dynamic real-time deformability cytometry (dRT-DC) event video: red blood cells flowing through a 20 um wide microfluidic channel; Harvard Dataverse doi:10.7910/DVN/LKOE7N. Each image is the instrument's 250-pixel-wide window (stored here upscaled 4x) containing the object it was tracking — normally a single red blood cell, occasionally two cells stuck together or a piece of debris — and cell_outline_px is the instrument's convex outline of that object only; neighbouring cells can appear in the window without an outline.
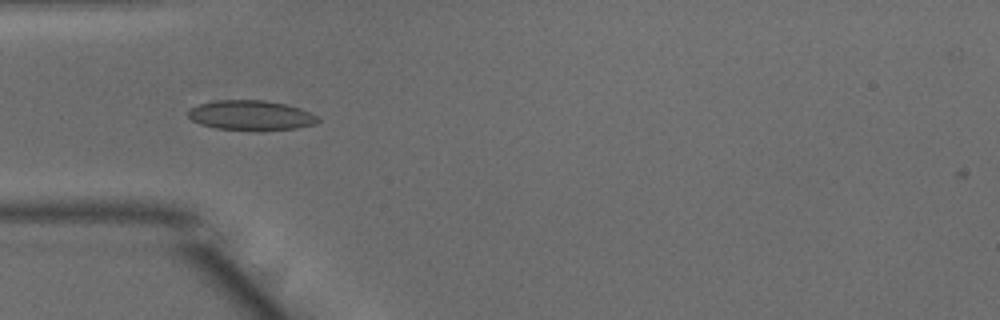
{"species": "common noctule bat (a hibernating species)", "species_latin": "Nyctalus noctula", "temperature_condition": "warm", "stored_images_in_passage": 36, "camera_frame_rate_fps": 3000, "um_per_image_px": 0.085, "animal": {"sex": "male", "body_mass_g": 15.6}, "frame": {"image": 1, "passage_image": 1, "time_ms": 0.0, "image_size_px": [1000, 320], "cell_outline_px": [[320, 120], [316, 124], [296, 128], [216, 128], [200, 124], [192, 120], [188, 116], [188, 108], [200, 104], [216, 100], [264, 100], [284, 104], [300, 108], [316, 116]], "centroid_in_image_um": [21.29, 9.76], "position_along_channel_um": 63.7, "area_um2": 21.73}}
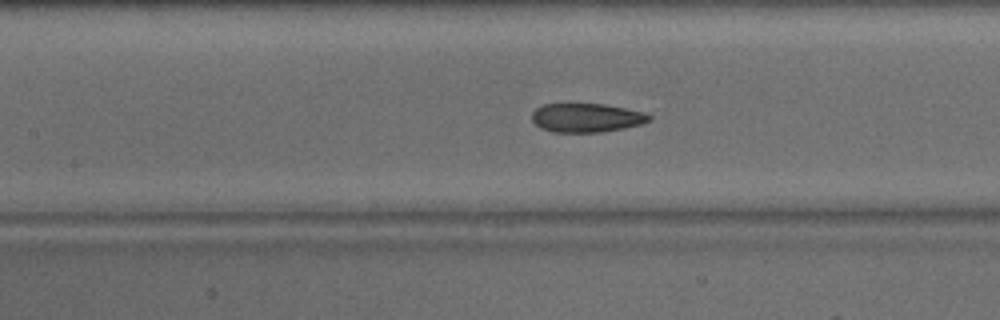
{"frame": {"image": 2, "passage_image": 8, "time_ms": 2.333, "image_size_px": [1000, 320], "cell_outline_px": [[652, 116], [648, 120], [640, 124], [624, 128], [604, 132], [552, 132], [540, 128], [532, 120], [532, 112], [536, 108], [544, 104], [604, 104], [644, 112]], "centroid_in_image_um": [49.82, 10.01], "position_along_channel_um": 157.6, "area_um2": 19.65}}
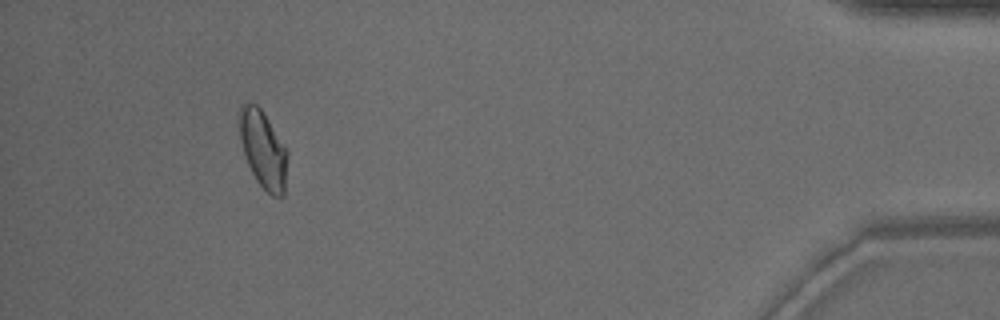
{"frame": {"image": 3, "passage_image": 32, "time_ms": 10.333, "image_size_px": [1000, 320], "cell_outline_px": [[288, 156], [284, 196], [272, 196], [256, 180], [248, 164], [240, 140], [236, 124], [236, 112], [240, 104], [248, 100], [256, 104], [264, 112], [288, 148]], "centroid_in_image_um": [22.33, 12.58], "position_along_channel_um": 412.9, "area_um2": 22.66}, "authors_computed_cell_mechanics": {"area_um2": 20.7791, "velocity_mm_per_s": 4.0054, "shape_relaxation_time_tau1_ms": 6.25, "shape_relaxation_time_tau2_ms": 1.5401, "deformation_change_tau1": 0.155, "deformation_change_tau2": 0.0644}}